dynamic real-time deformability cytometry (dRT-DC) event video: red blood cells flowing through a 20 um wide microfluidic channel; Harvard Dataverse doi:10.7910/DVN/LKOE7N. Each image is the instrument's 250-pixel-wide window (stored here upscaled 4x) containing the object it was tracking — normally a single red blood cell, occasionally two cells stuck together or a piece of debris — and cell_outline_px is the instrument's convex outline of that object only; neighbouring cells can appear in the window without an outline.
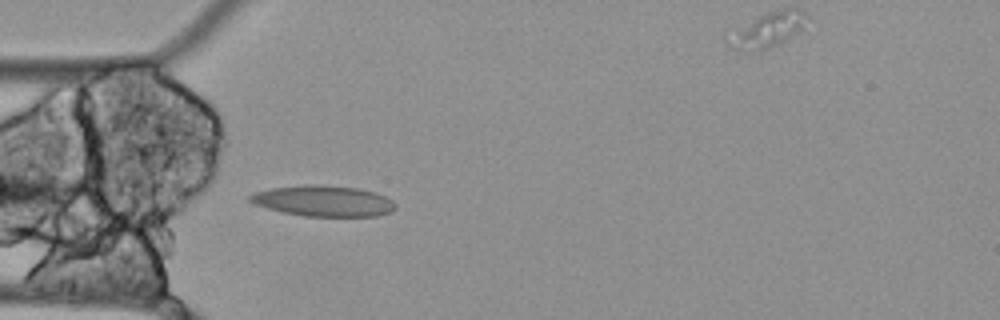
{"species": "Egyptian fruit bat (a non-hibernating species)", "species_latin": "Rousettus aegyptiacus", "temperature_condition": "cold", "stored_images_in_passage": 4, "camera_frame_rate_fps": 3000, "um_per_image_px": 0.085, "animal": {"sex": "female"}, "frame": {"image": 1, "passage_image": 1, "time_ms": 0.0, "image_size_px": [1000, 320], "cell_outline_px": [[396, 208], [392, 212], [376, 216], [304, 216], [284, 212], [268, 208], [256, 204], [248, 200], [248, 196], [256, 192], [272, 188], [308, 184], [316, 184], [356, 188], [376, 192], [392, 200], [396, 204]], "centroid_in_image_um": [27.53, 17.08], "position_along_channel_um": 57.5, "area_um2": 26.01}}
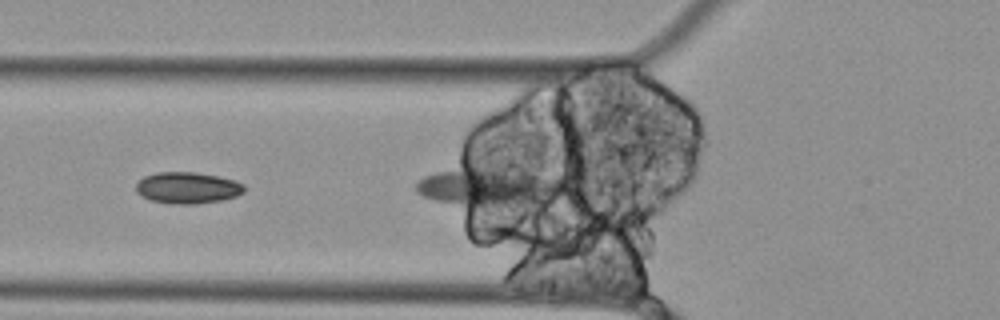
{"frame": {"image": 2, "passage_image": 3, "time_ms": 0.667, "image_size_px": [1000, 320], "cell_outline_px": [[244, 192], [236, 196], [220, 200], [196, 204], [172, 204], [152, 200], [136, 192], [136, 184], [144, 176], [156, 172], [196, 172], [216, 176], [232, 180], [244, 184]], "centroid_in_image_um": [15.93, 15.96], "position_along_channel_um": 109.9, "area_um2": 19.65}}